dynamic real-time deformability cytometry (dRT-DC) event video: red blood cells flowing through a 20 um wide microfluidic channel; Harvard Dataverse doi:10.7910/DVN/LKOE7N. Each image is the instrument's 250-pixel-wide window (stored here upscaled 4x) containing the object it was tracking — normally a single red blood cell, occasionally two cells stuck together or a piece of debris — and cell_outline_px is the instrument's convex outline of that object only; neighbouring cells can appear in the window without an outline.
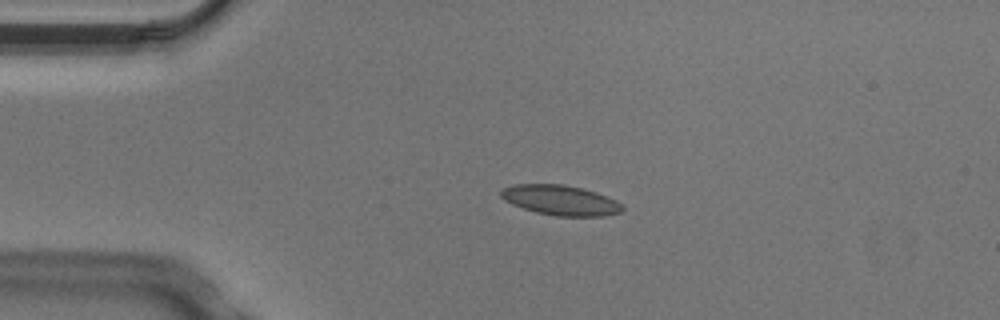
{"species": "Egyptian fruit bat (a non-hibernating species)", "species_latin": "Rousettus aegyptiacus", "temperature_condition": "cold", "stored_images_in_passage": 3, "camera_frame_rate_fps": 3000, "um_per_image_px": 0.085, "animal": {"sex": "male"}, "frame": {"image": 1, "passage_image": 2, "time_ms": 0.333, "image_size_px": [1000, 320], "cell_outline_px": [[624, 208], [620, 212], [604, 216], [556, 216], [536, 212], [512, 204], [504, 200], [500, 196], [500, 192], [504, 188], [516, 184], [564, 184], [596, 192], [616, 200]], "centroid_in_image_um": [47.63, 17.02], "position_along_channel_um": 37.4, "area_um2": 21.1}}